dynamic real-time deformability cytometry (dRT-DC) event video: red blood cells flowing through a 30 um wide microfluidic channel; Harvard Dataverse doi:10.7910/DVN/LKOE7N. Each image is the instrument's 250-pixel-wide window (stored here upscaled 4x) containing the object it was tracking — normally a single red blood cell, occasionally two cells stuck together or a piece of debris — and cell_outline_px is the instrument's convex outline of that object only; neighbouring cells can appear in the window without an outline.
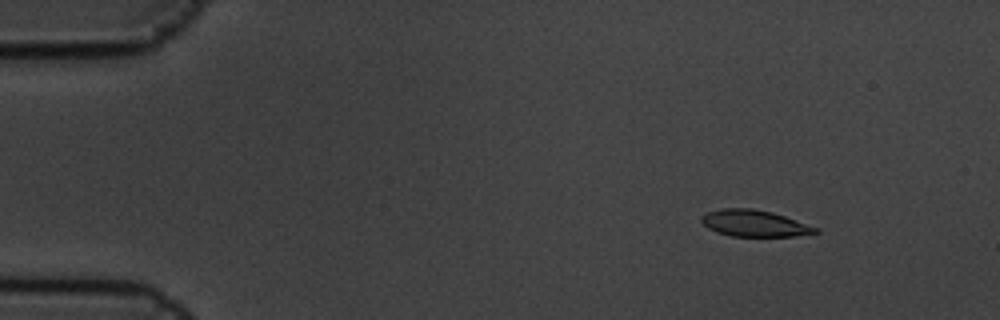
{"species": "common noctule bat (a hibernating species)", "species_latin": "Nyctalus noctula", "temperature_condition": "cold", "stored_images_in_passage": 6, "camera_frame_rate_fps": 3000, "um_per_image_px": 0.085, "animal": {"sex": "male", "body_mass_g": 19.5, "forearm_length_mm": 54.6}, "frame": {"image": 1, "passage_image": 2, "time_ms": 0.333, "image_size_px": [1000, 320], "cell_outline_px": [[820, 232], [796, 236], [732, 236], [716, 232], [708, 228], [700, 220], [700, 216], [708, 212], [724, 208], [752, 208], [772, 212], [820, 228]], "centroid_in_image_um": [64.14, 18.98], "position_along_channel_um": 20.9, "area_um2": 17.63}}
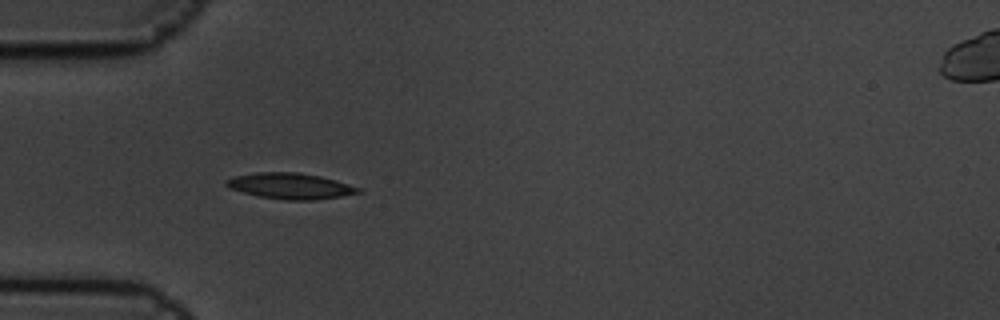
{"frame": {"image": 2, "passage_image": 5, "time_ms": 1.333, "image_size_px": [1000, 320], "cell_outline_px": [[360, 192], [340, 196], [312, 200], [284, 200], [260, 196], [228, 188], [224, 184], [224, 180], [236, 176], [256, 172], [300, 172], [320, 176], [336, 180], [360, 188]], "centroid_in_image_um": [24.64, 15.8], "position_along_channel_um": 60.4, "area_um2": 19.77}}